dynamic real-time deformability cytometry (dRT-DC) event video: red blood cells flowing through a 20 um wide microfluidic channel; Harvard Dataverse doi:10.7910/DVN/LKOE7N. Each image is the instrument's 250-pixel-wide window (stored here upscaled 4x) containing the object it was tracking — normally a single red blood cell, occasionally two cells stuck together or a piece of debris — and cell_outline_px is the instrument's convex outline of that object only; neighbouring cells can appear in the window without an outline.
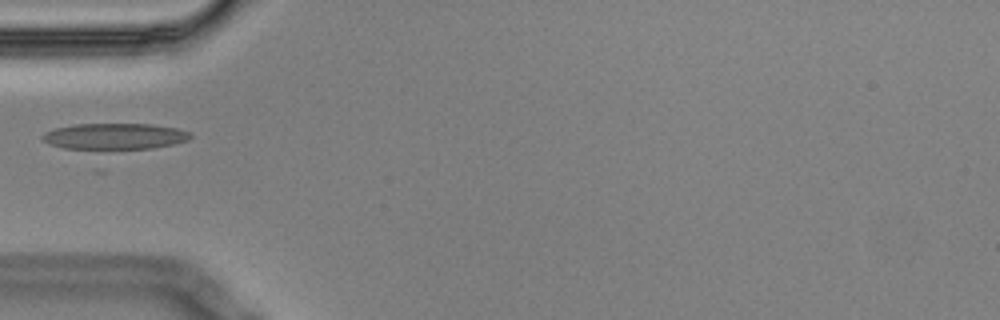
{"species": "Egyptian fruit bat (a non-hibernating species)", "species_latin": "Rousettus aegyptiacus", "temperature_condition": "cold", "stored_images_in_passage": 1, "camera_frame_rate_fps": 3000, "um_per_image_px": 0.085, "animal": {"sex": "male"}, "frame": {"image": 1, "passage_image": 1, "time_ms": 0.0, "image_size_px": [1000, 320], "cell_outline_px": [[192, 136], [188, 140], [172, 144], [152, 148], [96, 152], [64, 148], [48, 144], [40, 136], [44, 132], [56, 128], [76, 124], [152, 124], [176, 128], [188, 132]], "centroid_in_image_um": [9.68, 11.63], "position_along_channel_um": 75.3, "area_um2": 23.41}}